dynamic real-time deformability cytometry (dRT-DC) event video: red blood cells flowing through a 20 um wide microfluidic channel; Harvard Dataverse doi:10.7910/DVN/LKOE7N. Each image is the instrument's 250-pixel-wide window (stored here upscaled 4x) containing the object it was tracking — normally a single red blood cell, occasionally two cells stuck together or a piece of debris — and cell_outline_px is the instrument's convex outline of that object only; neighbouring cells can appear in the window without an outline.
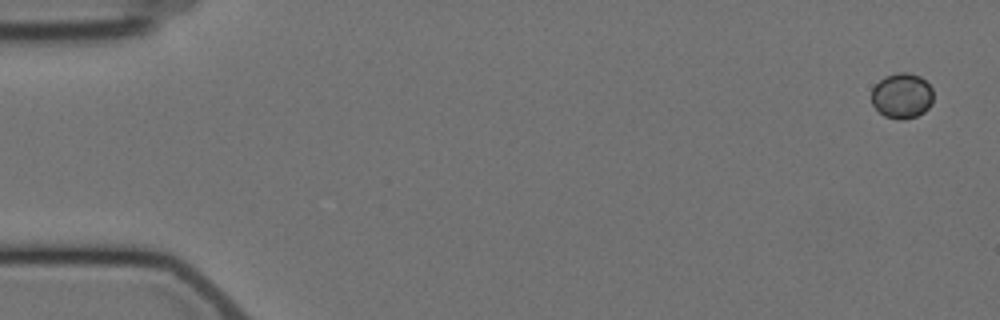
{"species": "Egyptian fruit bat (a non-hibernating species)", "species_latin": "Rousettus aegyptiacus", "temperature_condition": "cold", "stored_images_in_passage": 4, "camera_frame_rate_fps": 3000, "um_per_image_px": 0.085, "animal": {"sex": "female"}, "frame": {"image": 1, "passage_image": 1, "time_ms": 0.0, "image_size_px": [1000, 320], "cell_outline_px": [[932, 104], [924, 112], [916, 116], [904, 120], [900, 120], [884, 116], [872, 104], [872, 88], [884, 76], [900, 72], [908, 72], [920, 76], [932, 88]], "centroid_in_image_um": [76.66, 8.14], "position_along_channel_um": 8.3, "area_um2": 16.36}}